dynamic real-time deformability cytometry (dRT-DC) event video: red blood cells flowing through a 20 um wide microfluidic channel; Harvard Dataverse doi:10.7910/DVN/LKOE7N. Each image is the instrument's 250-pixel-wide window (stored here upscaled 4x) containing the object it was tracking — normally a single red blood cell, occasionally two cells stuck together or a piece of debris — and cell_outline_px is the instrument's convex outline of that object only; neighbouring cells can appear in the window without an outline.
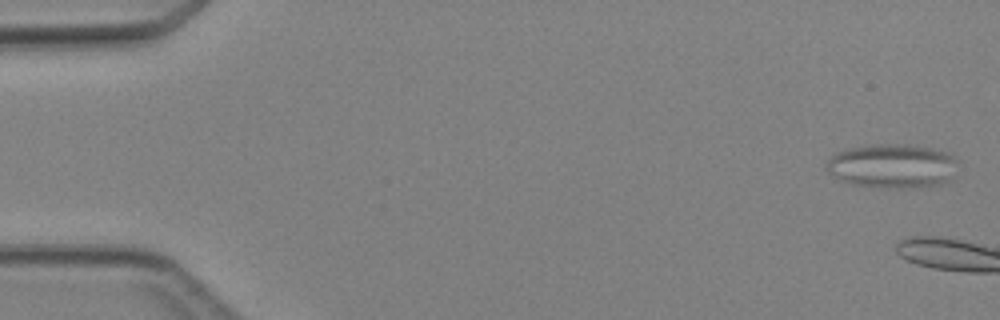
{"species": "Egyptian fruit bat (a non-hibernating species)", "species_latin": "Rousettus aegyptiacus", "temperature_condition": "cold", "stored_images_in_passage": 6, "camera_frame_rate_fps": 3000, "um_per_image_px": 0.085, "animal": {"sex": "female"}, "frame": {"image": 1, "passage_image": 1, "time_ms": 0.0, "image_size_px": [1000, 320], "cell_outline_px": [[956, 160], [948, 180], [940, 184], [912, 188], [896, 188], [852, 184], [832, 176], [824, 168], [828, 160], [836, 152], [848, 148], [872, 144], [908, 144], [948, 152]], "centroid_in_image_um": [75.77, 14.1], "position_along_channel_um": 9.2, "area_um2": 33.47}}